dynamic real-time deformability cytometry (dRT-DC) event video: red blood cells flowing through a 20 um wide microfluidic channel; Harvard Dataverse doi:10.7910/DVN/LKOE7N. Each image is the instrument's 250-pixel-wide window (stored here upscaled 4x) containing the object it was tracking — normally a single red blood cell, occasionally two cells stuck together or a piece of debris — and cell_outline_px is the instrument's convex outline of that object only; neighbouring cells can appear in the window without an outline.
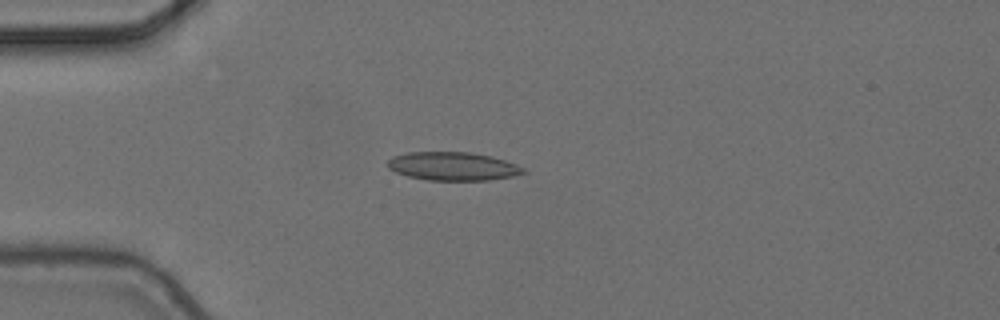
{"species": "common noctule bat (a hibernating species)", "species_latin": "Nyctalus noctula", "temperature_condition": "cold", "stored_images_in_passage": 3, "camera_frame_rate_fps": 3000, "um_per_image_px": 0.085, "animal": {"sex": "female", "body_mass_g": 24.6, "forearm_length_mm": 56.2}, "frame": {"image": 1, "passage_image": 3, "time_ms": 0.667, "image_size_px": [1000, 320], "cell_outline_px": [[528, 172], [512, 176], [488, 180], [428, 180], [408, 176], [396, 172], [388, 168], [388, 160], [392, 156], [408, 152], [468, 152], [492, 156], [516, 164], [524, 168]], "centroid_in_image_um": [38.5, 14.13], "position_along_channel_um": 46.5, "area_um2": 22.43}}